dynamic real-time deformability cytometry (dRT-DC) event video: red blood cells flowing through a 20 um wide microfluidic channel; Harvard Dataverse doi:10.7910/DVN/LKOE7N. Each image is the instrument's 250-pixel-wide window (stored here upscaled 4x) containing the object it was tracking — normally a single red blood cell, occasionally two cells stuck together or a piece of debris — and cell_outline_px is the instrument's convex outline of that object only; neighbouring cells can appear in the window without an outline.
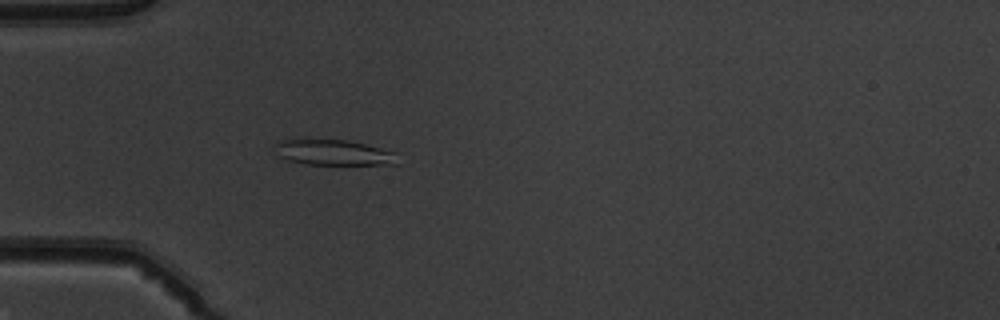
{"species": "common noctule bat (a hibernating species)", "species_latin": "Nyctalus noctula", "temperature_condition": "warm", "stored_images_in_passage": 47, "camera_frame_rate_fps": 3000, "um_per_image_px": 0.085, "animal": {"sex": "male", "body_mass_g": 19.5, "forearm_length_mm": 54.6}, "frame": {"image": 1, "passage_image": 12, "time_ms": 3.667, "image_size_px": [1000, 320], "cell_outline_px": [[400, 164], [304, 164], [288, 160], [276, 156], [272, 148], [280, 140], [304, 136], [348, 140], [396, 152]], "centroid_in_image_um": [28.23, 12.91], "position_along_channel_um": 56.8, "area_um2": 19.25}}
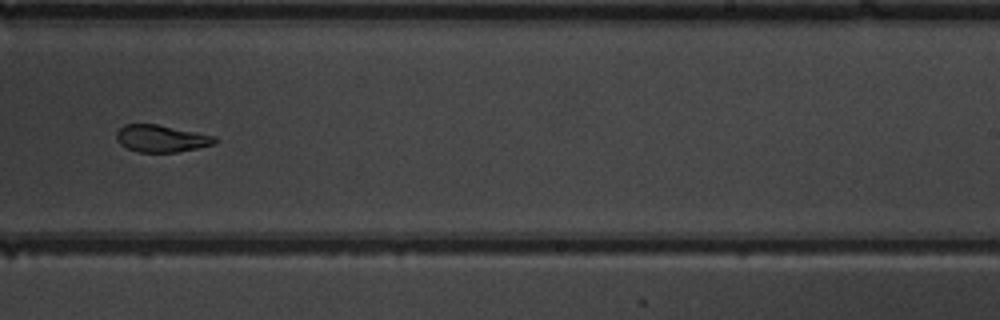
{"frame": {"image": 2, "passage_image": 29, "time_ms": 9.333, "image_size_px": [1000, 320], "cell_outline_px": [[220, 140], [216, 144], [176, 152], [136, 152], [120, 144], [116, 140], [116, 132], [124, 124], [156, 124], [216, 136]], "centroid_in_image_um": [13.72, 11.77], "position_along_channel_um": 275.3, "area_um2": 15.61}}
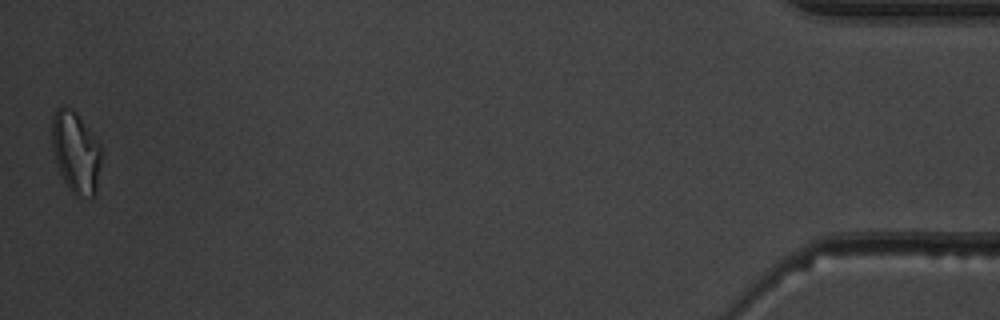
{"frame": {"image": 3, "passage_image": 47, "time_ms": 15.333, "image_size_px": [1000, 320], "cell_outline_px": [[100, 164], [96, 192], [92, 196], [76, 196], [68, 188], [60, 172], [56, 160], [52, 144], [52, 116], [56, 108], [68, 108], [76, 112], [100, 140]], "centroid_in_image_um": [6.46, 12.92], "position_along_channel_um": 428.7, "area_um2": 23.29}, "authors_computed_cell_mechanics": {"area_um2": 17.918, "velocity_mm_per_s": 4.0001, "shape_relaxation_time_tau1_ms": 7.4871, "shape_relaxation_time_tau2_ms": 2.4388, "deformation_change_tau1": 0.2246, "deformation_change_tau2": 0.0966}}